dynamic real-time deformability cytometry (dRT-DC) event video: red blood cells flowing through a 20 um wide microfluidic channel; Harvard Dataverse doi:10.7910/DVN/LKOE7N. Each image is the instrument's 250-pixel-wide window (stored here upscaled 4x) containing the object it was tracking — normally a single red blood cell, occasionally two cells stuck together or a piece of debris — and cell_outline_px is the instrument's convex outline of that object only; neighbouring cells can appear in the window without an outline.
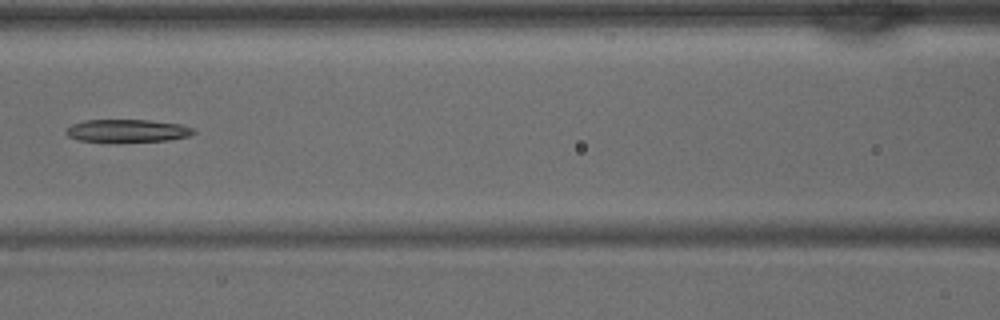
{"species": "common noctule bat (a hibernating species)", "species_latin": "Nyctalus noctula", "temperature_condition": "warm", "stored_images_in_passage": 40, "camera_frame_rate_fps": 3000, "um_per_image_px": 0.085, "animal": {"sex": "male", "body_mass_g": 15.6}, "frame": {"image": 1, "passage_image": 18, "time_ms": 5.667, "image_size_px": [1000, 320], "cell_outline_px": [[196, 132], [188, 136], [168, 140], [80, 140], [68, 136], [64, 132], [72, 124], [84, 120], [148, 120], [180, 124], [192, 128]], "centroid_in_image_um": [10.82, 11.08], "position_along_channel_um": 155.8, "area_um2": 16.18}}
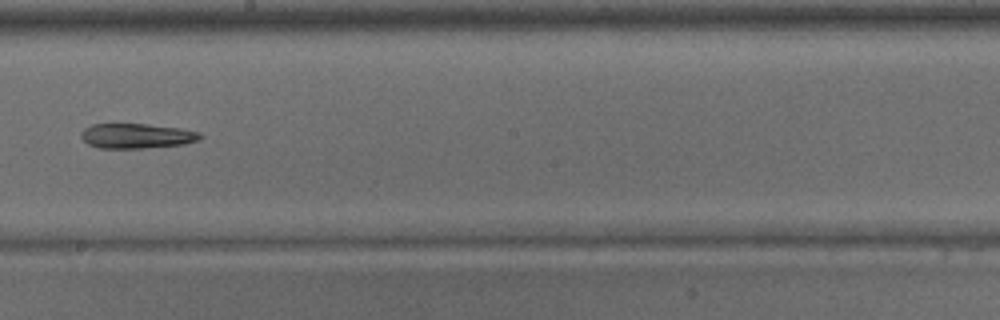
{"frame": {"image": 2, "passage_image": 23, "time_ms": 7.333, "image_size_px": [1000, 320], "cell_outline_px": [[204, 136], [200, 140], [184, 144], [144, 148], [100, 148], [88, 144], [80, 136], [80, 132], [84, 128], [92, 124], [148, 124], [180, 128], [200, 132]], "centroid_in_image_um": [11.63, 11.55], "position_along_channel_um": 236.6, "area_um2": 17.4}}